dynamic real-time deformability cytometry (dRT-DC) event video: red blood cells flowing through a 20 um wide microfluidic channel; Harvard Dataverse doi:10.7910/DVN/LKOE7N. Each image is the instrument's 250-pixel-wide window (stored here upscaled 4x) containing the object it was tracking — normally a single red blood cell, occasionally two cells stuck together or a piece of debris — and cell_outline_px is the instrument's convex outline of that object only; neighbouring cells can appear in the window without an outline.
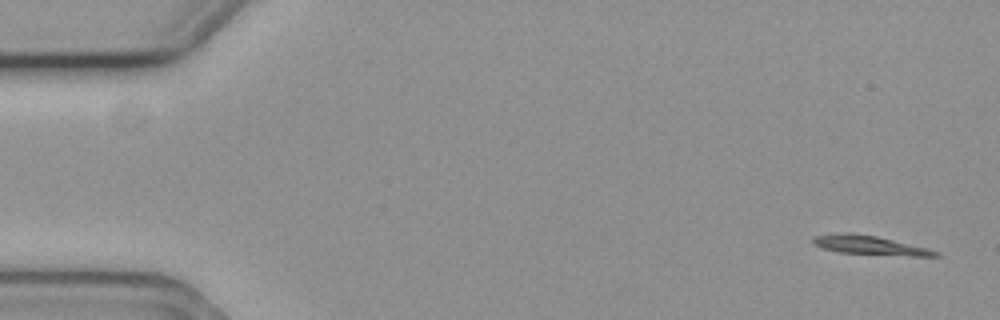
{"species": "common noctule bat (a hibernating species)", "species_latin": "Nyctalus noctula", "temperature_condition": "cold", "stored_images_in_passage": 5, "camera_frame_rate_fps": 3000, "um_per_image_px": 0.085, "animal": {"sex": "female", "body_mass_g": 19.3, "forearm_length_mm": 54.1}, "frame": {"image": 1, "passage_image": 1, "time_ms": 0.0, "image_size_px": [1000, 320], "cell_outline_px": [[940, 256], [912, 256], [840, 252], [824, 248], [812, 244], [812, 236], [840, 232], [852, 232], [876, 236], [928, 248], [940, 252]], "centroid_in_image_um": [73.9, 20.82], "position_along_channel_um": 11.1, "area_um2": 13.53}}
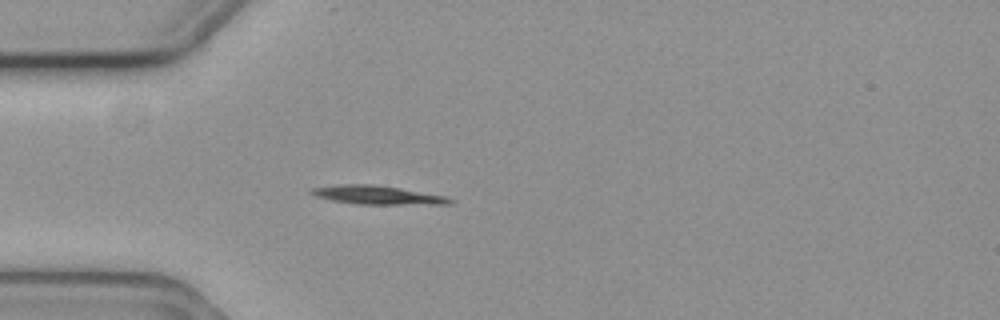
{"frame": {"image": 2, "passage_image": 5, "time_ms": 1.333, "image_size_px": [1000, 320], "cell_outline_px": [[456, 200], [452, 204], [356, 204], [332, 200], [316, 196], [308, 192], [308, 188], [332, 184], [372, 184], [400, 188], [444, 196]], "centroid_in_image_um": [32.01, 16.56], "position_along_channel_um": 53.0, "area_um2": 15.2}}